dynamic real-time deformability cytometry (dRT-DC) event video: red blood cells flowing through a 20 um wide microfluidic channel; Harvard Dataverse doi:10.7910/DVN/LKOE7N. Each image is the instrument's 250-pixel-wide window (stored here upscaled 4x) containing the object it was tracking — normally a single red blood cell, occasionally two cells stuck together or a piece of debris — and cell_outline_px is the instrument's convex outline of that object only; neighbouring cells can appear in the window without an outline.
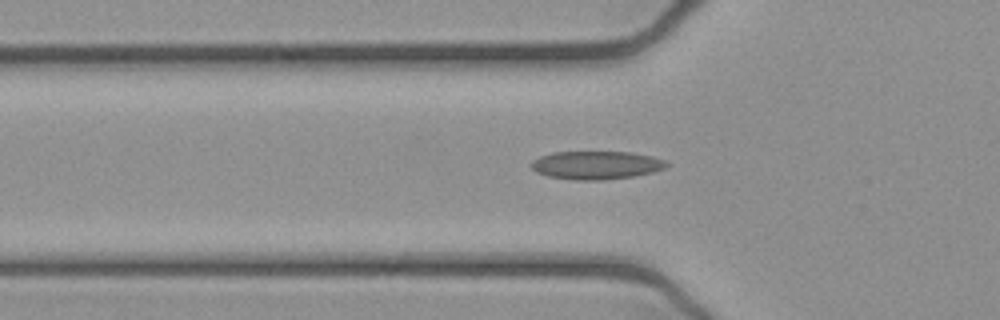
{"species": "common noctule bat (a hibernating species)", "species_latin": "Nyctalus noctula", "temperature_condition": "cold", "stored_images_in_passage": 45, "camera_frame_rate_fps": 3000, "um_per_image_px": 0.085, "animal": {"sex": "female", "body_mass_g": 21.9}, "frame": {"image": 1, "passage_image": 16, "time_ms": 5.0, "image_size_px": [1000, 320], "cell_outline_px": [[668, 164], [664, 168], [652, 172], [632, 176], [600, 180], [576, 180], [548, 176], [536, 172], [532, 168], [532, 160], [540, 156], [552, 152], [628, 152], [652, 156], [664, 160]], "centroid_in_image_um": [50.65, 14.03], "position_along_channel_um": 75.1, "area_um2": 22.02}}
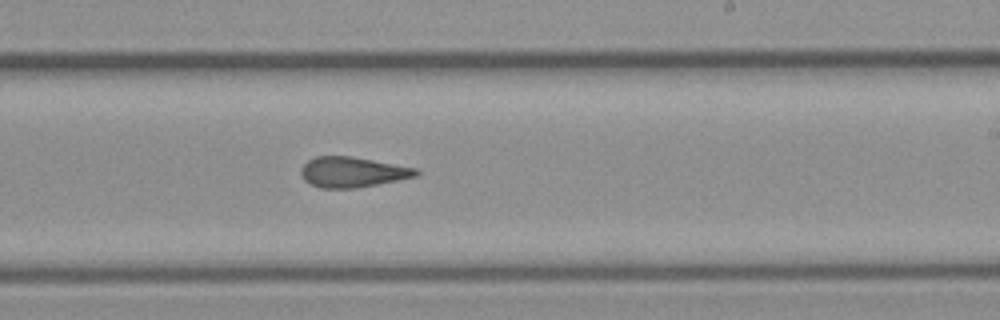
{"frame": {"image": 2, "passage_image": 30, "time_ms": 9.667, "image_size_px": [1000, 320], "cell_outline_px": [[420, 172], [416, 176], [356, 188], [320, 188], [304, 180], [300, 172], [300, 168], [308, 160], [316, 156], [352, 156], [416, 168]], "centroid_in_image_um": [29.92, 14.62], "position_along_channel_um": 259.1, "area_um2": 20.17}}
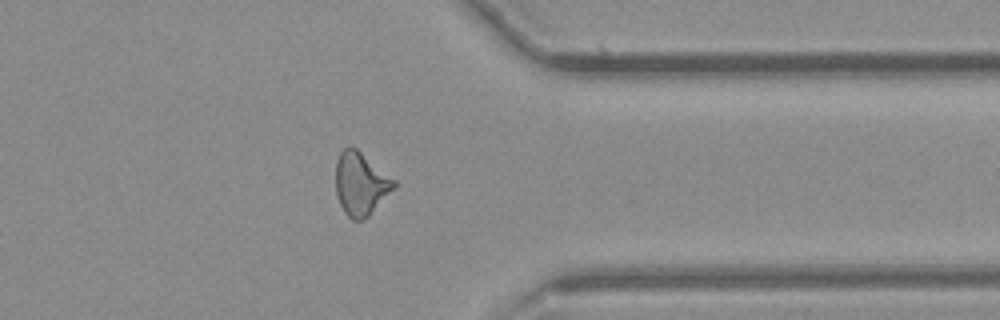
{"frame": {"image": 3, "passage_image": 40, "time_ms": 13.0, "image_size_px": [1000, 320], "cell_outline_px": [[396, 188], [364, 220], [352, 220], [344, 212], [336, 196], [336, 160], [340, 152], [348, 144], [356, 148], [396, 180]], "centroid_in_image_um": [30.66, 15.61], "position_along_channel_um": 380.7, "area_um2": 21.62}}